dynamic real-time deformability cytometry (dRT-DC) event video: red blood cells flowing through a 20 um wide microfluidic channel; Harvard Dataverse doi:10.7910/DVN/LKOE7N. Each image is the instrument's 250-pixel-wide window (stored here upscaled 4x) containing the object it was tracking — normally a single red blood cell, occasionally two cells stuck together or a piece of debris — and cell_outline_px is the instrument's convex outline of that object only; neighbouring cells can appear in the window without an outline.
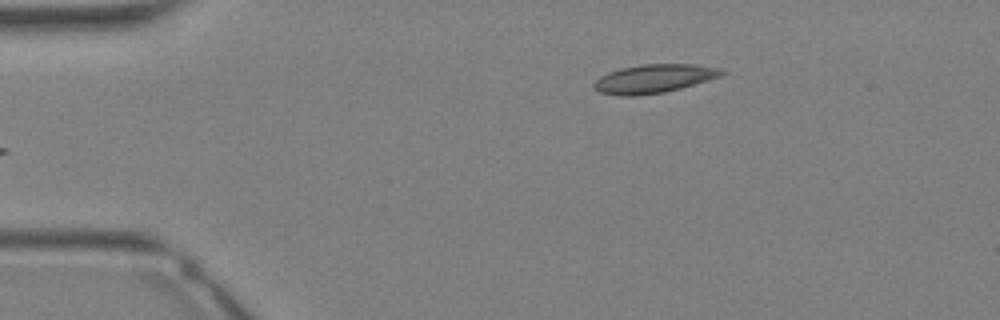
{"species": "Egyptian fruit bat (a non-hibernating species)", "species_latin": "Rousettus aegyptiacus", "temperature_condition": "warm", "stored_images_in_passage": 29, "camera_frame_rate_fps": 3000, "um_per_image_px": 0.085, "animal": {"sex": "female"}, "frame": {"image": 1, "passage_image": 1, "time_ms": 0.0, "image_size_px": [1000, 320], "cell_outline_px": [[724, 72], [720, 76], [708, 80], [680, 88], [664, 92], [636, 96], [620, 96], [600, 92], [592, 84], [600, 76], [608, 72], [620, 68], [644, 64], [692, 64], [720, 68]], "centroid_in_image_um": [55.55, 6.68], "position_along_channel_um": 29.5, "area_um2": 21.1}}
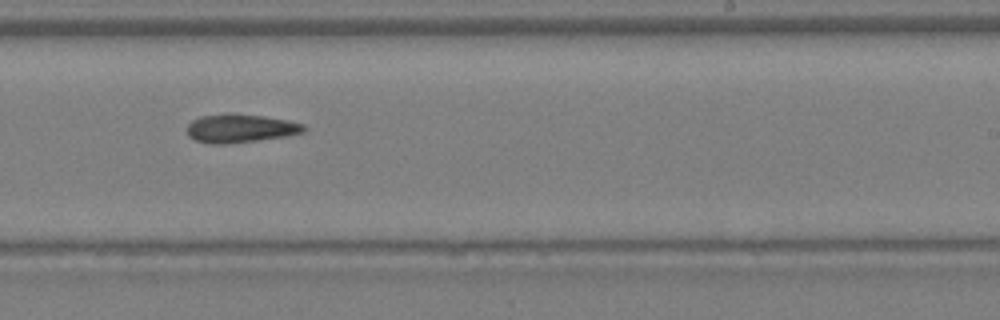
{"frame": {"image": 2, "passage_image": 16, "time_ms": 5.0, "image_size_px": [1000, 320], "cell_outline_px": [[308, 128], [304, 132], [288, 136], [260, 140], [228, 144], [208, 144], [196, 140], [188, 136], [188, 124], [192, 120], [200, 116], [228, 112], [260, 116], [288, 120], [304, 124]], "centroid_in_image_um": [20.44, 10.91], "position_along_channel_um": 268.6, "area_um2": 19.71}}
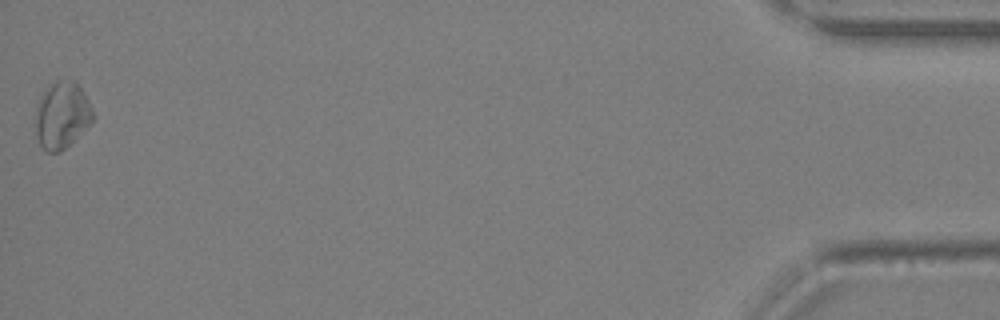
{"frame": {"image": 3, "passage_image": 29, "time_ms": 9.333, "image_size_px": [1000, 320], "cell_outline_px": [[96, 116], [60, 152], [48, 152], [40, 144], [36, 132], [36, 104], [44, 88], [56, 80], [76, 80], [84, 92]], "centroid_in_image_um": [5.25, 9.72], "position_along_channel_um": 429.9, "area_um2": 22.2}}